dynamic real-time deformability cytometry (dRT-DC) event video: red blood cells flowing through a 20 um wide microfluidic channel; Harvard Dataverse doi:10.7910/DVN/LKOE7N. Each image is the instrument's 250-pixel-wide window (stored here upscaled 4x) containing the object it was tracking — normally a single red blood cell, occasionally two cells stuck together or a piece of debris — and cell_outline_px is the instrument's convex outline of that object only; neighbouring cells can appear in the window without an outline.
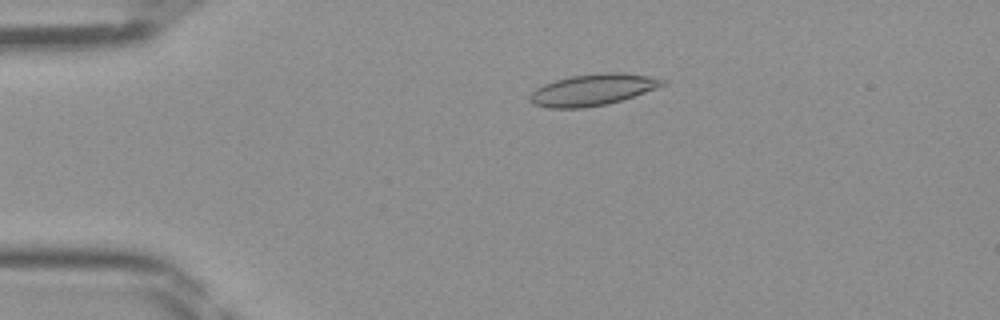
{"species": "Egyptian fruit bat (a non-hibernating species)", "species_latin": "Rousettus aegyptiacus", "temperature_condition": "room temperature", "stored_images_in_passage": 43, "camera_frame_rate_fps": 3000, "um_per_image_px": 0.085, "frame": {"image": 1, "passage_image": 6, "time_ms": 1.667, "image_size_px": [1000, 320], "cell_outline_px": [[668, 84], [608, 104], [584, 108], [548, 108], [532, 104], [528, 100], [528, 96], [536, 88], [544, 84], [556, 80], [572, 76], [600, 72], [620, 72], [648, 76], [668, 80]], "centroid_in_image_um": [50.36, 7.63], "position_along_channel_um": 34.6, "area_um2": 24.39}}
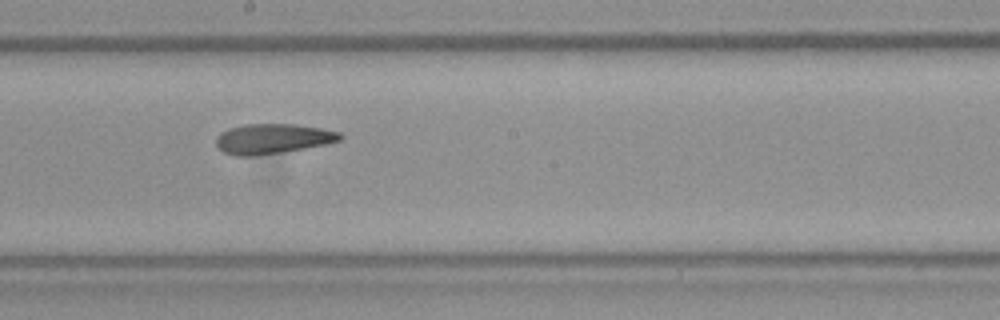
{"frame": {"image": 2, "passage_image": 22, "time_ms": 7.0, "image_size_px": [1000, 320], "cell_outline_px": [[344, 136], [340, 140], [324, 144], [280, 152], [252, 156], [236, 156], [224, 152], [216, 144], [216, 140], [228, 128], [244, 124], [296, 124], [320, 128], [340, 132]], "centroid_in_image_um": [23.19, 11.78], "position_along_channel_um": 225.0, "area_um2": 21.27}}
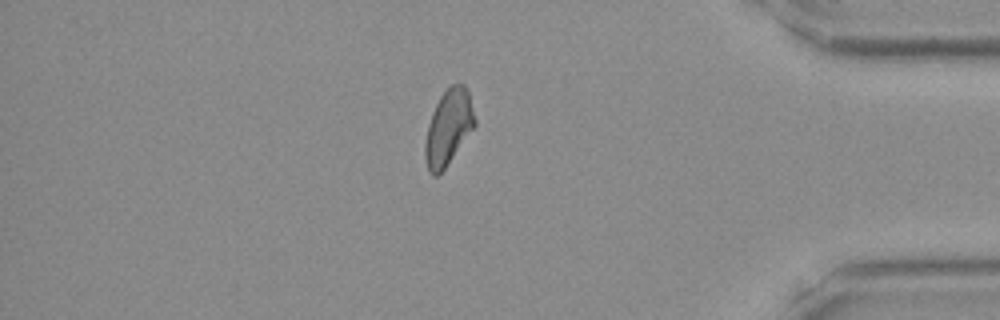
{"frame": {"image": 3, "passage_image": 36, "time_ms": 11.667, "image_size_px": [1000, 320], "cell_outline_px": [[476, 124], [444, 168], [436, 176], [432, 176], [428, 172], [424, 156], [424, 144], [428, 124], [432, 112], [440, 96], [452, 84], [464, 84], [468, 88], [476, 120]], "centroid_in_image_um": [38.1, 10.82], "position_along_channel_um": 397.1, "area_um2": 21.68}}